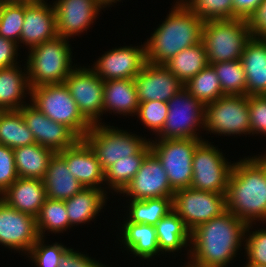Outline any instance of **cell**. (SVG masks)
Masks as SVG:
<instances>
[{
    "label": "cell",
    "mask_w": 266,
    "mask_h": 267,
    "mask_svg": "<svg viewBox=\"0 0 266 267\" xmlns=\"http://www.w3.org/2000/svg\"><path fill=\"white\" fill-rule=\"evenodd\" d=\"M101 2V4L105 7V8H109L111 5L114 6V3L120 2L122 0H99Z\"/></svg>",
    "instance_id": "50"
},
{
    "label": "cell",
    "mask_w": 266,
    "mask_h": 267,
    "mask_svg": "<svg viewBox=\"0 0 266 267\" xmlns=\"http://www.w3.org/2000/svg\"><path fill=\"white\" fill-rule=\"evenodd\" d=\"M251 135L266 136V95L249 96Z\"/></svg>",
    "instance_id": "43"
},
{
    "label": "cell",
    "mask_w": 266,
    "mask_h": 267,
    "mask_svg": "<svg viewBox=\"0 0 266 267\" xmlns=\"http://www.w3.org/2000/svg\"><path fill=\"white\" fill-rule=\"evenodd\" d=\"M43 182L47 198L61 201L71 198L84 188L71 174L66 160L59 153H54L50 158Z\"/></svg>",
    "instance_id": "26"
},
{
    "label": "cell",
    "mask_w": 266,
    "mask_h": 267,
    "mask_svg": "<svg viewBox=\"0 0 266 267\" xmlns=\"http://www.w3.org/2000/svg\"><path fill=\"white\" fill-rule=\"evenodd\" d=\"M207 53L202 41L181 50L164 65L183 84L208 65Z\"/></svg>",
    "instance_id": "31"
},
{
    "label": "cell",
    "mask_w": 266,
    "mask_h": 267,
    "mask_svg": "<svg viewBox=\"0 0 266 267\" xmlns=\"http://www.w3.org/2000/svg\"><path fill=\"white\" fill-rule=\"evenodd\" d=\"M139 103L147 101L168 102L184 84L164 64L146 62L134 78Z\"/></svg>",
    "instance_id": "19"
},
{
    "label": "cell",
    "mask_w": 266,
    "mask_h": 267,
    "mask_svg": "<svg viewBox=\"0 0 266 267\" xmlns=\"http://www.w3.org/2000/svg\"><path fill=\"white\" fill-rule=\"evenodd\" d=\"M174 3L162 24L144 42L150 63L165 64L181 50L201 42L204 21L181 0Z\"/></svg>",
    "instance_id": "3"
},
{
    "label": "cell",
    "mask_w": 266,
    "mask_h": 267,
    "mask_svg": "<svg viewBox=\"0 0 266 267\" xmlns=\"http://www.w3.org/2000/svg\"><path fill=\"white\" fill-rule=\"evenodd\" d=\"M245 263L246 264L243 267H266L264 265L248 262L247 260H246Z\"/></svg>",
    "instance_id": "51"
},
{
    "label": "cell",
    "mask_w": 266,
    "mask_h": 267,
    "mask_svg": "<svg viewBox=\"0 0 266 267\" xmlns=\"http://www.w3.org/2000/svg\"><path fill=\"white\" fill-rule=\"evenodd\" d=\"M58 36L70 39L93 25L104 6L99 0H54Z\"/></svg>",
    "instance_id": "17"
},
{
    "label": "cell",
    "mask_w": 266,
    "mask_h": 267,
    "mask_svg": "<svg viewBox=\"0 0 266 267\" xmlns=\"http://www.w3.org/2000/svg\"><path fill=\"white\" fill-rule=\"evenodd\" d=\"M120 230L119 240L127 252L134 258L151 260L160 256L156 228L149 224H136L129 222L125 217ZM159 253V254H158ZM157 255V256H156ZM153 257V258H152Z\"/></svg>",
    "instance_id": "24"
},
{
    "label": "cell",
    "mask_w": 266,
    "mask_h": 267,
    "mask_svg": "<svg viewBox=\"0 0 266 267\" xmlns=\"http://www.w3.org/2000/svg\"><path fill=\"white\" fill-rule=\"evenodd\" d=\"M15 168L18 177L43 180L50 158L51 149L37 143L13 149Z\"/></svg>",
    "instance_id": "30"
},
{
    "label": "cell",
    "mask_w": 266,
    "mask_h": 267,
    "mask_svg": "<svg viewBox=\"0 0 266 267\" xmlns=\"http://www.w3.org/2000/svg\"><path fill=\"white\" fill-rule=\"evenodd\" d=\"M264 0H233L234 19L249 20Z\"/></svg>",
    "instance_id": "48"
},
{
    "label": "cell",
    "mask_w": 266,
    "mask_h": 267,
    "mask_svg": "<svg viewBox=\"0 0 266 267\" xmlns=\"http://www.w3.org/2000/svg\"><path fill=\"white\" fill-rule=\"evenodd\" d=\"M252 38L248 20L221 19L203 23L202 43L209 64L240 60Z\"/></svg>",
    "instance_id": "5"
},
{
    "label": "cell",
    "mask_w": 266,
    "mask_h": 267,
    "mask_svg": "<svg viewBox=\"0 0 266 267\" xmlns=\"http://www.w3.org/2000/svg\"><path fill=\"white\" fill-rule=\"evenodd\" d=\"M70 39L57 36L28 51L26 66L31 88L64 83L77 66L73 63Z\"/></svg>",
    "instance_id": "4"
},
{
    "label": "cell",
    "mask_w": 266,
    "mask_h": 267,
    "mask_svg": "<svg viewBox=\"0 0 266 267\" xmlns=\"http://www.w3.org/2000/svg\"><path fill=\"white\" fill-rule=\"evenodd\" d=\"M36 224L39 236L45 239L46 232L56 235L70 230L72 227L64 201L47 198L36 216Z\"/></svg>",
    "instance_id": "35"
},
{
    "label": "cell",
    "mask_w": 266,
    "mask_h": 267,
    "mask_svg": "<svg viewBox=\"0 0 266 267\" xmlns=\"http://www.w3.org/2000/svg\"><path fill=\"white\" fill-rule=\"evenodd\" d=\"M108 191L101 188H83L64 201L71 227L93 221L106 205Z\"/></svg>",
    "instance_id": "27"
},
{
    "label": "cell",
    "mask_w": 266,
    "mask_h": 267,
    "mask_svg": "<svg viewBox=\"0 0 266 267\" xmlns=\"http://www.w3.org/2000/svg\"><path fill=\"white\" fill-rule=\"evenodd\" d=\"M18 178L13 149L0 145V195Z\"/></svg>",
    "instance_id": "44"
},
{
    "label": "cell",
    "mask_w": 266,
    "mask_h": 267,
    "mask_svg": "<svg viewBox=\"0 0 266 267\" xmlns=\"http://www.w3.org/2000/svg\"><path fill=\"white\" fill-rule=\"evenodd\" d=\"M83 139L95 152L104 171L121 158L138 155L150 143L145 136L143 138L104 122L92 125Z\"/></svg>",
    "instance_id": "7"
},
{
    "label": "cell",
    "mask_w": 266,
    "mask_h": 267,
    "mask_svg": "<svg viewBox=\"0 0 266 267\" xmlns=\"http://www.w3.org/2000/svg\"><path fill=\"white\" fill-rule=\"evenodd\" d=\"M103 97V114L107 111L110 114L135 117L139 101L134 79L104 81Z\"/></svg>",
    "instance_id": "28"
},
{
    "label": "cell",
    "mask_w": 266,
    "mask_h": 267,
    "mask_svg": "<svg viewBox=\"0 0 266 267\" xmlns=\"http://www.w3.org/2000/svg\"><path fill=\"white\" fill-rule=\"evenodd\" d=\"M204 118V130L210 135H251L249 96L223 95L205 105Z\"/></svg>",
    "instance_id": "9"
},
{
    "label": "cell",
    "mask_w": 266,
    "mask_h": 267,
    "mask_svg": "<svg viewBox=\"0 0 266 267\" xmlns=\"http://www.w3.org/2000/svg\"><path fill=\"white\" fill-rule=\"evenodd\" d=\"M203 21L234 19L233 0H181Z\"/></svg>",
    "instance_id": "38"
},
{
    "label": "cell",
    "mask_w": 266,
    "mask_h": 267,
    "mask_svg": "<svg viewBox=\"0 0 266 267\" xmlns=\"http://www.w3.org/2000/svg\"><path fill=\"white\" fill-rule=\"evenodd\" d=\"M0 198L10 207L36 217L47 199L43 180L18 177Z\"/></svg>",
    "instance_id": "22"
},
{
    "label": "cell",
    "mask_w": 266,
    "mask_h": 267,
    "mask_svg": "<svg viewBox=\"0 0 266 267\" xmlns=\"http://www.w3.org/2000/svg\"><path fill=\"white\" fill-rule=\"evenodd\" d=\"M246 227L244 221L228 210L198 225L191 231L186 263L192 267H228L243 249Z\"/></svg>",
    "instance_id": "1"
},
{
    "label": "cell",
    "mask_w": 266,
    "mask_h": 267,
    "mask_svg": "<svg viewBox=\"0 0 266 267\" xmlns=\"http://www.w3.org/2000/svg\"><path fill=\"white\" fill-rule=\"evenodd\" d=\"M4 4L5 2L3 0H0V15H1V11H2Z\"/></svg>",
    "instance_id": "53"
},
{
    "label": "cell",
    "mask_w": 266,
    "mask_h": 267,
    "mask_svg": "<svg viewBox=\"0 0 266 267\" xmlns=\"http://www.w3.org/2000/svg\"><path fill=\"white\" fill-rule=\"evenodd\" d=\"M77 65L64 84L77 104L79 112L91 124H100L103 117L104 81L90 68Z\"/></svg>",
    "instance_id": "13"
},
{
    "label": "cell",
    "mask_w": 266,
    "mask_h": 267,
    "mask_svg": "<svg viewBox=\"0 0 266 267\" xmlns=\"http://www.w3.org/2000/svg\"><path fill=\"white\" fill-rule=\"evenodd\" d=\"M253 37L266 38V0L248 20Z\"/></svg>",
    "instance_id": "47"
},
{
    "label": "cell",
    "mask_w": 266,
    "mask_h": 267,
    "mask_svg": "<svg viewBox=\"0 0 266 267\" xmlns=\"http://www.w3.org/2000/svg\"><path fill=\"white\" fill-rule=\"evenodd\" d=\"M218 146L203 140L193 154L190 188L226 194L233 163L223 156Z\"/></svg>",
    "instance_id": "11"
},
{
    "label": "cell",
    "mask_w": 266,
    "mask_h": 267,
    "mask_svg": "<svg viewBox=\"0 0 266 267\" xmlns=\"http://www.w3.org/2000/svg\"><path fill=\"white\" fill-rule=\"evenodd\" d=\"M19 45L12 40L0 36V69L17 65Z\"/></svg>",
    "instance_id": "46"
},
{
    "label": "cell",
    "mask_w": 266,
    "mask_h": 267,
    "mask_svg": "<svg viewBox=\"0 0 266 267\" xmlns=\"http://www.w3.org/2000/svg\"><path fill=\"white\" fill-rule=\"evenodd\" d=\"M59 267H109L105 264L98 262L95 258L89 257L74 248H68L61 258Z\"/></svg>",
    "instance_id": "45"
},
{
    "label": "cell",
    "mask_w": 266,
    "mask_h": 267,
    "mask_svg": "<svg viewBox=\"0 0 266 267\" xmlns=\"http://www.w3.org/2000/svg\"><path fill=\"white\" fill-rule=\"evenodd\" d=\"M182 267H192V266H190V265H188V264L186 263V265H185V266H182Z\"/></svg>",
    "instance_id": "54"
},
{
    "label": "cell",
    "mask_w": 266,
    "mask_h": 267,
    "mask_svg": "<svg viewBox=\"0 0 266 267\" xmlns=\"http://www.w3.org/2000/svg\"><path fill=\"white\" fill-rule=\"evenodd\" d=\"M59 154L66 160L71 174L85 188L107 190L105 171L102 169L95 152L84 139H79L72 147L66 148Z\"/></svg>",
    "instance_id": "21"
},
{
    "label": "cell",
    "mask_w": 266,
    "mask_h": 267,
    "mask_svg": "<svg viewBox=\"0 0 266 267\" xmlns=\"http://www.w3.org/2000/svg\"><path fill=\"white\" fill-rule=\"evenodd\" d=\"M58 36L55 11L47 0L25 2L24 22L20 34V44L28 51L45 41Z\"/></svg>",
    "instance_id": "20"
},
{
    "label": "cell",
    "mask_w": 266,
    "mask_h": 267,
    "mask_svg": "<svg viewBox=\"0 0 266 267\" xmlns=\"http://www.w3.org/2000/svg\"><path fill=\"white\" fill-rule=\"evenodd\" d=\"M39 238L36 217L17 211L0 198V245L26 256Z\"/></svg>",
    "instance_id": "14"
},
{
    "label": "cell",
    "mask_w": 266,
    "mask_h": 267,
    "mask_svg": "<svg viewBox=\"0 0 266 267\" xmlns=\"http://www.w3.org/2000/svg\"><path fill=\"white\" fill-rule=\"evenodd\" d=\"M35 142L59 153L72 147L80 138L66 125L55 122L40 112L31 103L19 109Z\"/></svg>",
    "instance_id": "18"
},
{
    "label": "cell",
    "mask_w": 266,
    "mask_h": 267,
    "mask_svg": "<svg viewBox=\"0 0 266 267\" xmlns=\"http://www.w3.org/2000/svg\"><path fill=\"white\" fill-rule=\"evenodd\" d=\"M172 208L193 231L198 225L226 211V194L183 188L175 191Z\"/></svg>",
    "instance_id": "12"
},
{
    "label": "cell",
    "mask_w": 266,
    "mask_h": 267,
    "mask_svg": "<svg viewBox=\"0 0 266 267\" xmlns=\"http://www.w3.org/2000/svg\"><path fill=\"white\" fill-rule=\"evenodd\" d=\"M125 213L129 222L155 226L172 208V198H152L144 200H127Z\"/></svg>",
    "instance_id": "33"
},
{
    "label": "cell",
    "mask_w": 266,
    "mask_h": 267,
    "mask_svg": "<svg viewBox=\"0 0 266 267\" xmlns=\"http://www.w3.org/2000/svg\"><path fill=\"white\" fill-rule=\"evenodd\" d=\"M25 2L5 3L0 15V36L20 45Z\"/></svg>",
    "instance_id": "39"
},
{
    "label": "cell",
    "mask_w": 266,
    "mask_h": 267,
    "mask_svg": "<svg viewBox=\"0 0 266 267\" xmlns=\"http://www.w3.org/2000/svg\"><path fill=\"white\" fill-rule=\"evenodd\" d=\"M211 65L216 71L223 95H246L245 71L240 60Z\"/></svg>",
    "instance_id": "37"
},
{
    "label": "cell",
    "mask_w": 266,
    "mask_h": 267,
    "mask_svg": "<svg viewBox=\"0 0 266 267\" xmlns=\"http://www.w3.org/2000/svg\"><path fill=\"white\" fill-rule=\"evenodd\" d=\"M151 152L150 143L138 154L121 158L105 170L106 188L120 193L141 167L144 158Z\"/></svg>",
    "instance_id": "34"
},
{
    "label": "cell",
    "mask_w": 266,
    "mask_h": 267,
    "mask_svg": "<svg viewBox=\"0 0 266 267\" xmlns=\"http://www.w3.org/2000/svg\"><path fill=\"white\" fill-rule=\"evenodd\" d=\"M168 114V102L147 101L139 103L135 116L157 136L164 127Z\"/></svg>",
    "instance_id": "41"
},
{
    "label": "cell",
    "mask_w": 266,
    "mask_h": 267,
    "mask_svg": "<svg viewBox=\"0 0 266 267\" xmlns=\"http://www.w3.org/2000/svg\"><path fill=\"white\" fill-rule=\"evenodd\" d=\"M155 228L160 254H170L171 252L174 254V252L179 250L181 252L182 248H186L188 250L187 259H189L191 231L173 209L155 225Z\"/></svg>",
    "instance_id": "29"
},
{
    "label": "cell",
    "mask_w": 266,
    "mask_h": 267,
    "mask_svg": "<svg viewBox=\"0 0 266 267\" xmlns=\"http://www.w3.org/2000/svg\"><path fill=\"white\" fill-rule=\"evenodd\" d=\"M184 88L204 106L223 96L220 81L211 64L187 81Z\"/></svg>",
    "instance_id": "36"
},
{
    "label": "cell",
    "mask_w": 266,
    "mask_h": 267,
    "mask_svg": "<svg viewBox=\"0 0 266 267\" xmlns=\"http://www.w3.org/2000/svg\"><path fill=\"white\" fill-rule=\"evenodd\" d=\"M45 241L44 238L40 237L26 257L31 259L36 267H59L61 258L69 247L59 242L50 245L46 244Z\"/></svg>",
    "instance_id": "40"
},
{
    "label": "cell",
    "mask_w": 266,
    "mask_h": 267,
    "mask_svg": "<svg viewBox=\"0 0 266 267\" xmlns=\"http://www.w3.org/2000/svg\"><path fill=\"white\" fill-rule=\"evenodd\" d=\"M253 157L264 167L266 176V153L261 155H253Z\"/></svg>",
    "instance_id": "49"
},
{
    "label": "cell",
    "mask_w": 266,
    "mask_h": 267,
    "mask_svg": "<svg viewBox=\"0 0 266 267\" xmlns=\"http://www.w3.org/2000/svg\"><path fill=\"white\" fill-rule=\"evenodd\" d=\"M30 94L26 63L23 69L19 64L0 69V110L21 109Z\"/></svg>",
    "instance_id": "25"
},
{
    "label": "cell",
    "mask_w": 266,
    "mask_h": 267,
    "mask_svg": "<svg viewBox=\"0 0 266 267\" xmlns=\"http://www.w3.org/2000/svg\"><path fill=\"white\" fill-rule=\"evenodd\" d=\"M5 3H12V2H32L35 0H3Z\"/></svg>",
    "instance_id": "52"
},
{
    "label": "cell",
    "mask_w": 266,
    "mask_h": 267,
    "mask_svg": "<svg viewBox=\"0 0 266 267\" xmlns=\"http://www.w3.org/2000/svg\"><path fill=\"white\" fill-rule=\"evenodd\" d=\"M226 210L246 224L266 223V176L264 167L252 156L233 162Z\"/></svg>",
    "instance_id": "2"
},
{
    "label": "cell",
    "mask_w": 266,
    "mask_h": 267,
    "mask_svg": "<svg viewBox=\"0 0 266 267\" xmlns=\"http://www.w3.org/2000/svg\"><path fill=\"white\" fill-rule=\"evenodd\" d=\"M252 224H247L245 231L244 250L246 260L251 263H256L266 266V228H253ZM254 229L255 231H251Z\"/></svg>",
    "instance_id": "42"
},
{
    "label": "cell",
    "mask_w": 266,
    "mask_h": 267,
    "mask_svg": "<svg viewBox=\"0 0 266 267\" xmlns=\"http://www.w3.org/2000/svg\"><path fill=\"white\" fill-rule=\"evenodd\" d=\"M204 115L205 106L183 87L168 101L167 118L156 138L203 139L199 132L204 129Z\"/></svg>",
    "instance_id": "10"
},
{
    "label": "cell",
    "mask_w": 266,
    "mask_h": 267,
    "mask_svg": "<svg viewBox=\"0 0 266 267\" xmlns=\"http://www.w3.org/2000/svg\"><path fill=\"white\" fill-rule=\"evenodd\" d=\"M246 77V95H266V38L253 37L241 56Z\"/></svg>",
    "instance_id": "23"
},
{
    "label": "cell",
    "mask_w": 266,
    "mask_h": 267,
    "mask_svg": "<svg viewBox=\"0 0 266 267\" xmlns=\"http://www.w3.org/2000/svg\"><path fill=\"white\" fill-rule=\"evenodd\" d=\"M150 139L151 152L165 169L171 188L174 191L189 188L193 175V154L205 139Z\"/></svg>",
    "instance_id": "8"
},
{
    "label": "cell",
    "mask_w": 266,
    "mask_h": 267,
    "mask_svg": "<svg viewBox=\"0 0 266 267\" xmlns=\"http://www.w3.org/2000/svg\"><path fill=\"white\" fill-rule=\"evenodd\" d=\"M174 193L161 162L150 152L144 158L136 175L119 194L123 196L126 194L128 200H144L162 197L173 199Z\"/></svg>",
    "instance_id": "16"
},
{
    "label": "cell",
    "mask_w": 266,
    "mask_h": 267,
    "mask_svg": "<svg viewBox=\"0 0 266 267\" xmlns=\"http://www.w3.org/2000/svg\"><path fill=\"white\" fill-rule=\"evenodd\" d=\"M29 103L51 120L64 124L80 139L91 124L79 112L77 104L64 83L47 84L31 88Z\"/></svg>",
    "instance_id": "6"
},
{
    "label": "cell",
    "mask_w": 266,
    "mask_h": 267,
    "mask_svg": "<svg viewBox=\"0 0 266 267\" xmlns=\"http://www.w3.org/2000/svg\"><path fill=\"white\" fill-rule=\"evenodd\" d=\"M34 143L20 110H0V145L15 149Z\"/></svg>",
    "instance_id": "32"
},
{
    "label": "cell",
    "mask_w": 266,
    "mask_h": 267,
    "mask_svg": "<svg viewBox=\"0 0 266 267\" xmlns=\"http://www.w3.org/2000/svg\"><path fill=\"white\" fill-rule=\"evenodd\" d=\"M98 57L91 69L103 81L134 79L147 62L145 43L112 48Z\"/></svg>",
    "instance_id": "15"
}]
</instances>
